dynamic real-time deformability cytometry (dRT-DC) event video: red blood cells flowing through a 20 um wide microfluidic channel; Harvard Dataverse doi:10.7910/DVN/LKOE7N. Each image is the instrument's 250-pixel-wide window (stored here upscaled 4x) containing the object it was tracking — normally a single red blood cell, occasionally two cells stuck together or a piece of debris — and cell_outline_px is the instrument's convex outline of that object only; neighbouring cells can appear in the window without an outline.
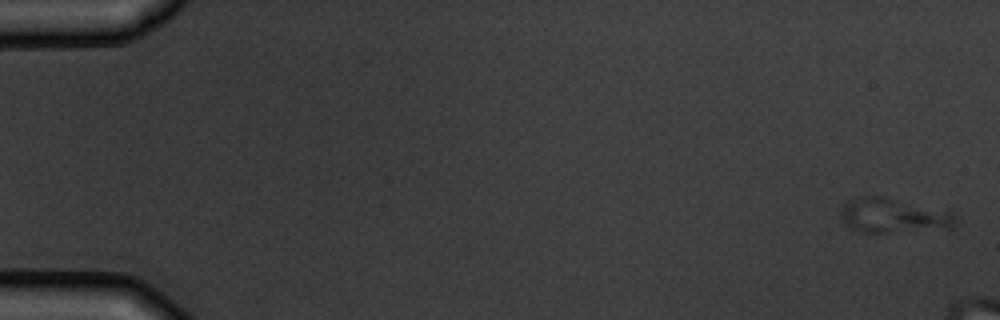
{"species": "common noctule bat (a hibernating species)", "species_latin": "Nyctalus noctula", "temperature_condition": "warm", "stored_images_in_passage": 5, "camera_frame_rate_fps": 3000, "um_per_image_px": 0.085, "animal": {"sex": "male", "body_mass_g": 19.5, "forearm_length_mm": 54.6}, "frame": {"image": 1, "passage_image": 1, "time_ms": 0.0, "image_size_px": [1000, 320], "cell_outline_px": [[960, 216], [956, 224], [952, 228], [880, 232], [860, 232], [844, 224], [840, 216], [840, 208], [848, 200], [860, 196], [884, 196], [952, 212]], "centroid_in_image_um": [75.94, 18.31], "position_along_channel_um": 9.1, "area_um2": 23.24}}